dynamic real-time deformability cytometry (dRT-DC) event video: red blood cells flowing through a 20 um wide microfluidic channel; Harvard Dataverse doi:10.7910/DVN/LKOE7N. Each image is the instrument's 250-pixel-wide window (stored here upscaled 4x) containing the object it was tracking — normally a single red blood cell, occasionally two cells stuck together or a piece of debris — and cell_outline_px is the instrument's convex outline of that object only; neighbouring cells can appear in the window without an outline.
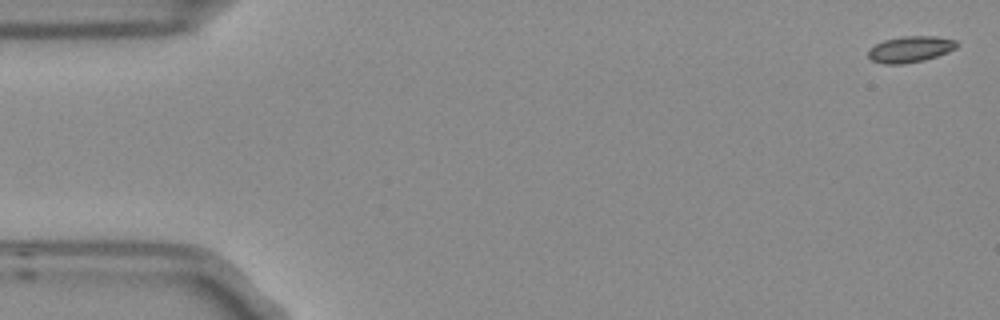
{"species": "Egyptian fruit bat (a non-hibernating species)", "species_latin": "Rousettus aegyptiacus", "temperature_condition": "room temperature", "stored_images_in_passage": 4, "camera_frame_rate_fps": 3000, "um_per_image_px": 0.085, "frame": {"image": 1, "passage_image": 1, "time_ms": 0.0, "image_size_px": [1000, 320], "cell_outline_px": [[956, 48], [948, 52], [924, 60], [904, 64], [884, 64], [872, 60], [868, 56], [868, 48], [884, 40], [904, 36], [936, 36], [956, 40]], "centroid_in_image_um": [77.35, 4.18], "position_along_channel_um": 7.6, "area_um2": 13.47}}